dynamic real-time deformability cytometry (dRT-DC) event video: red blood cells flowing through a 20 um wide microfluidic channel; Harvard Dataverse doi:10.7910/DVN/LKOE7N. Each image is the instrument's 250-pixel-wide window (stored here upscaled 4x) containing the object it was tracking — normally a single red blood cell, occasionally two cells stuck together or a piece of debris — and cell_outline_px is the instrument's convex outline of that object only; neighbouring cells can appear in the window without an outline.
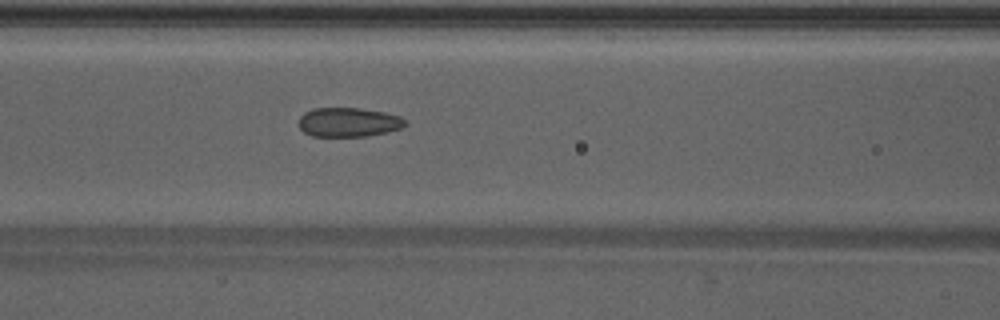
{"species": "Egyptian fruit bat (a non-hibernating species)", "species_latin": "Rousettus aegyptiacus", "temperature_condition": "warm", "stored_images_in_passage": 36, "camera_frame_rate_fps": 3000, "um_per_image_px": 0.085, "animal": {"sex": "male"}, "frame": {"image": 1, "passage_image": 11, "time_ms": 3.333, "image_size_px": [1000, 320], "cell_outline_px": [[408, 124], [400, 128], [388, 132], [368, 136], [312, 136], [304, 132], [300, 128], [300, 116], [304, 112], [312, 108], [360, 108], [384, 112], [400, 116]], "centroid_in_image_um": [29.63, 10.38], "position_along_channel_um": 137.0, "area_um2": 18.15}}
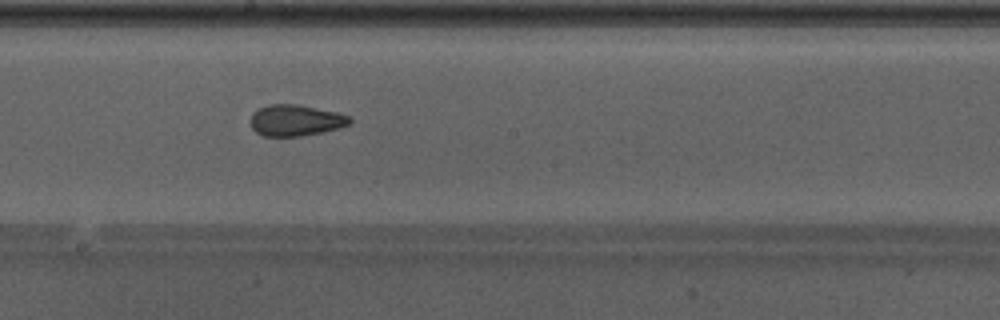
{"frame": {"image": 2, "passage_image": 17, "time_ms": 5.333, "image_size_px": [1000, 320], "cell_outline_px": [[352, 120], [348, 124], [336, 128], [320, 132], [300, 136], [264, 136], [256, 132], [252, 128], [252, 112], [268, 104], [300, 104], [336, 112], [348, 116]], "centroid_in_image_um": [25.1, 10.21], "position_along_channel_um": 223.1, "area_um2": 17.8}}
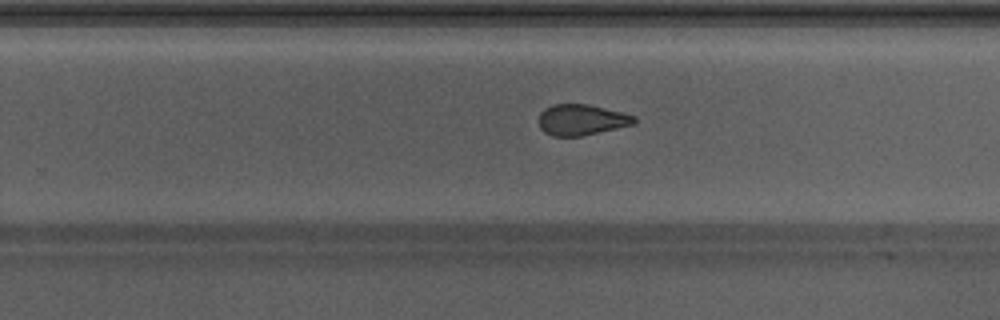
{"frame": {"image": 3, "passage_image": 21, "time_ms": 6.667, "image_size_px": [1000, 320], "cell_outline_px": [[636, 120], [632, 124], [616, 128], [580, 136], [552, 136], [544, 132], [540, 128], [540, 112], [544, 108], [552, 104], [588, 104], [636, 116]], "centroid_in_image_um": [49.39, 10.17], "position_along_channel_um": 280.4, "area_um2": 16.94}}